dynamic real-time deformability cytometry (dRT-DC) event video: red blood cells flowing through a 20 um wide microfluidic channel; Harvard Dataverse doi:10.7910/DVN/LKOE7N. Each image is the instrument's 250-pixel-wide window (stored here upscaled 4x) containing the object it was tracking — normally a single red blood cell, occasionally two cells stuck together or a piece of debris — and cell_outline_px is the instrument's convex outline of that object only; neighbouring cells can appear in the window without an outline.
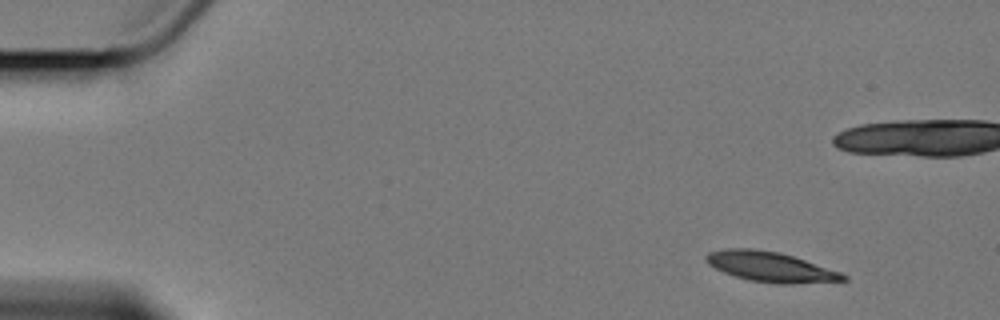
{"species": "Egyptian fruit bat (a non-hibernating species)", "species_latin": "Rousettus aegyptiacus", "temperature_condition": "cold", "stored_images_in_passage": 9, "camera_frame_rate_fps": 3000, "um_per_image_px": 0.085, "animal": {"sex": "female"}, "frame": {"image": 1, "passage_image": 1, "time_ms": 0.0, "image_size_px": [1000, 320], "cell_outline_px": [[848, 280], [792, 284], [776, 284], [752, 280], [736, 276], [724, 272], [708, 264], [704, 260], [704, 256], [708, 252], [724, 248], [752, 248], [780, 252], [840, 272], [848, 276]], "centroid_in_image_um": [65.46, 22.67], "position_along_channel_um": 19.5, "area_um2": 23.87}}